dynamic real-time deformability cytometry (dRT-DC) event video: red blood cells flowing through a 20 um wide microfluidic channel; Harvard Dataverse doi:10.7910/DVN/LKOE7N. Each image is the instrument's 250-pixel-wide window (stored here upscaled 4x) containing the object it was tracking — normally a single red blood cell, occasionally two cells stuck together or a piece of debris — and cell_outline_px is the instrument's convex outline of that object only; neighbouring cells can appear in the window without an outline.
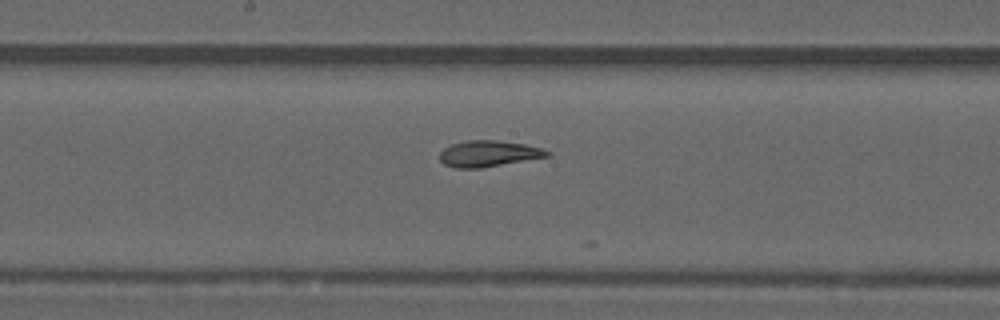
{"species": "common noctule bat (a hibernating species)", "species_latin": "Nyctalus noctula", "temperature_condition": "warm", "stored_images_in_passage": 20, "camera_frame_rate_fps": 3000, "um_per_image_px": 0.085, "animal": {"sex": "male", "forearm_length_mm": 52.5}, "frame": {"image": 1, "passage_image": 15, "time_ms": 4.667, "image_size_px": [1000, 320], "cell_outline_px": [[552, 156], [480, 168], [456, 168], [444, 164], [440, 160], [440, 152], [444, 148], [452, 144], [468, 140], [500, 140], [524, 144], [540, 148], [552, 152]], "centroid_in_image_um": [41.55, 13.06], "position_along_channel_um": 206.6, "area_um2": 16.42}}
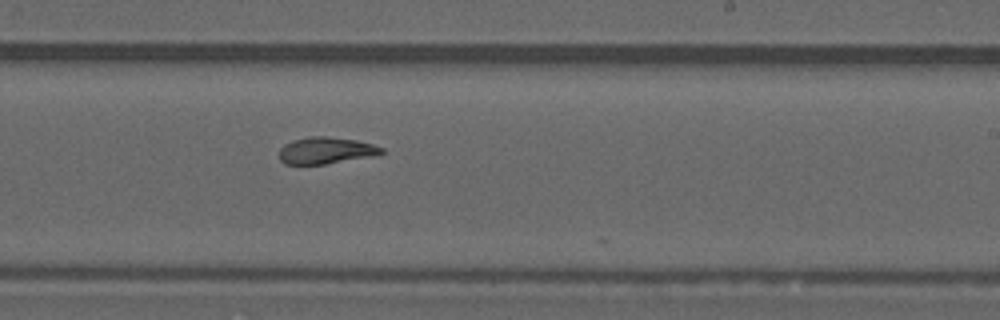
{"frame": {"image": 2, "passage_image": 19, "time_ms": 6.0, "image_size_px": [1000, 320], "cell_outline_px": [[384, 152], [376, 156], [324, 164], [284, 164], [280, 160], [280, 148], [284, 144], [292, 140], [308, 136], [328, 136], [356, 140], [372, 144], [384, 148]], "centroid_in_image_um": [27.71, 12.79], "position_along_channel_um": 261.3, "area_um2": 16.07}}